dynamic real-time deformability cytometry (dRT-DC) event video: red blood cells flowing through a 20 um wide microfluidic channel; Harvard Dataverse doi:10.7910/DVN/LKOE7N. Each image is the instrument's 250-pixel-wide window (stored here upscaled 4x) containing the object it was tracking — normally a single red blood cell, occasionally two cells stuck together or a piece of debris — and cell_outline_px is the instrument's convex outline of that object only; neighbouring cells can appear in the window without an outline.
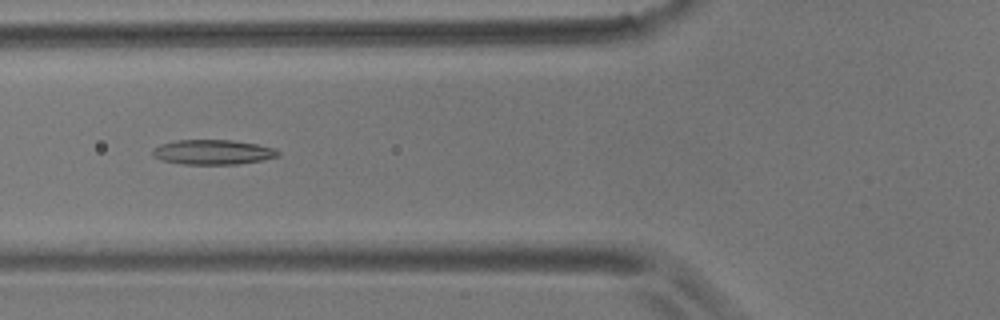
{"species": "common noctule bat (a hibernating species)", "species_latin": "Nyctalus noctula", "temperature_condition": "room temperature", "stored_images_in_passage": 8, "camera_frame_rate_fps": 3000, "um_per_image_px": 0.085, "animal": {"sex": "male", "body_mass_g": 17.9}, "frame": {"image": 1, "passage_image": 6, "time_ms": 6.0, "image_size_px": [1000, 320], "cell_outline_px": [[280, 156], [264, 160], [236, 164], [184, 164], [160, 160], [152, 156], [152, 148], [160, 144], [176, 140], [232, 140], [256, 144], [272, 148], [280, 152]], "centroid_in_image_um": [18.06, 12.93], "position_along_channel_um": 107.7, "area_um2": 18.21}}
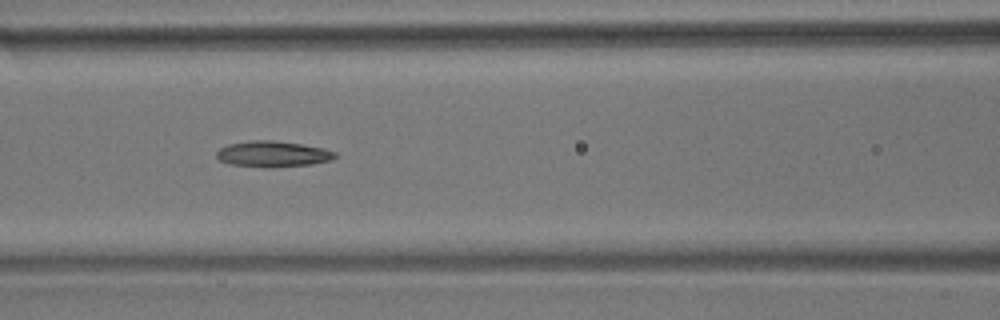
{"frame": {"image": 2, "passage_image": 7, "time_ms": 7.0, "image_size_px": [1000, 320], "cell_outline_px": [[336, 156], [332, 160], [312, 164], [272, 168], [264, 168], [232, 164], [220, 160], [216, 156], [216, 152], [220, 148], [228, 144], [248, 140], [272, 140], [300, 144], [324, 148], [336, 152]], "centroid_in_image_um": [23.19, 13.09], "position_along_channel_um": 143.4, "area_um2": 18.03}}
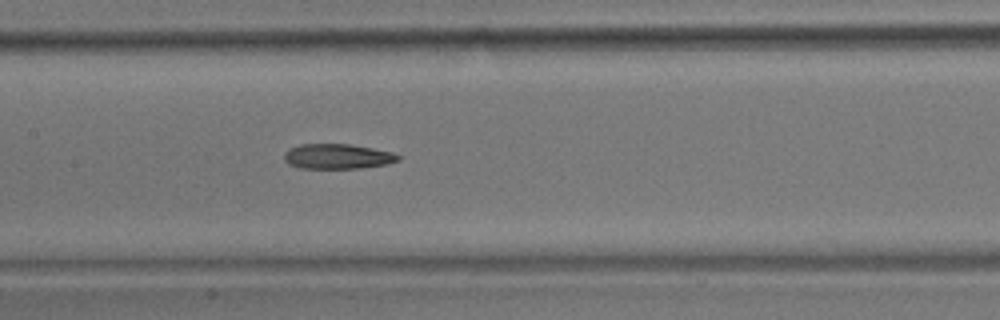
{"frame": {"image": 3, "passage_image": 8, "time_ms": 8.0, "image_size_px": [1000, 320], "cell_outline_px": [[400, 160], [388, 164], [360, 168], [300, 168], [288, 164], [284, 160], [284, 152], [288, 148], [300, 144], [348, 144], [372, 148], [392, 152], [400, 156]], "centroid_in_image_um": [28.66, 13.29], "position_along_channel_um": 178.7, "area_um2": 16.7}}